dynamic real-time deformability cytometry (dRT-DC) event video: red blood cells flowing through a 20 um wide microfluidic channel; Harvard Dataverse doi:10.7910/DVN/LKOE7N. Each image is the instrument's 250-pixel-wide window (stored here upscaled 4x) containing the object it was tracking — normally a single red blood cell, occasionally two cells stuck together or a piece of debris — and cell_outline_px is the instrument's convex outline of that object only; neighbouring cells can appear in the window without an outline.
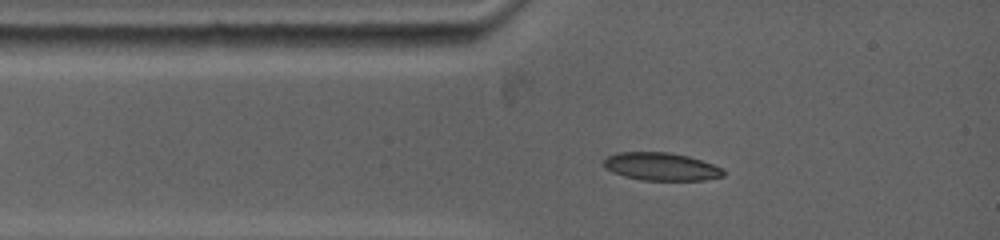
{"species": "common noctule bat (a hibernating species)", "species_latin": "Nyctalus noctula", "temperature_condition": "warm", "stored_images_in_passage": 3, "camera_frame_rate_fps": 5000, "um_per_image_px": 0.085, "animal": {"sex": "female", "body_mass_g": 19.0, "forearm_length_mm": 53.3}, "frame": {"image": 1, "passage_image": 1, "time_ms": 0.0, "image_size_px": [1000, 240], "cell_outline_px": [[724, 176], [704, 180], [644, 180], [624, 176], [612, 172], [604, 168], [604, 160], [608, 156], [616, 152], [672, 152], [688, 156], [712, 164], [720, 168], [724, 172]], "centroid_in_image_um": [56.17, 14.15], "position_along_channel_um": 28.8, "area_um2": 19.36}}
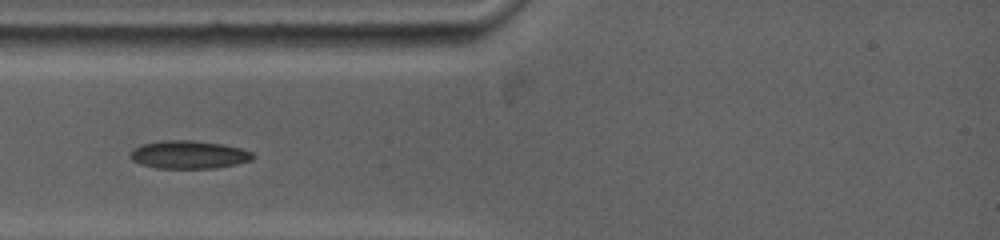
{"frame": {"image": 2, "passage_image": 2, "time_ms": 1.2, "image_size_px": [1000, 240], "cell_outline_px": [[256, 156], [252, 160], [236, 164], [216, 168], [156, 168], [140, 164], [132, 160], [128, 156], [132, 148], [140, 144], [160, 140], [192, 140], [224, 144], [240, 148], [252, 152]], "centroid_in_image_um": [16.01, 13.14], "position_along_channel_um": 69.0, "area_um2": 20.35}}
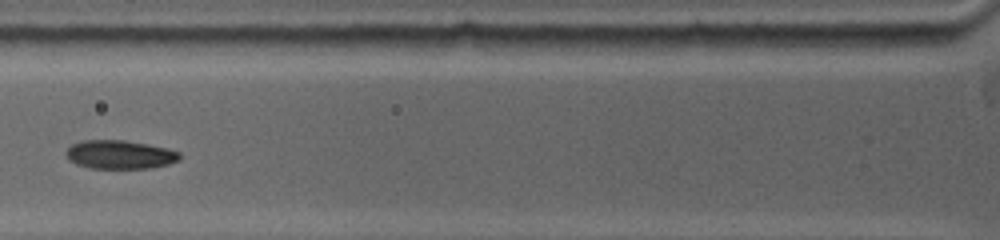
{"frame": {"image": 3, "passage_image": 3, "time_ms": 2.4, "image_size_px": [1000, 240], "cell_outline_px": [[180, 160], [168, 164], [152, 168], [92, 168], [76, 164], [68, 160], [64, 152], [72, 144], [80, 140], [124, 140], [148, 144], [168, 148], [180, 152]], "centroid_in_image_um": [10.18, 13.13], "position_along_channel_um": 115.6, "area_um2": 19.13}}